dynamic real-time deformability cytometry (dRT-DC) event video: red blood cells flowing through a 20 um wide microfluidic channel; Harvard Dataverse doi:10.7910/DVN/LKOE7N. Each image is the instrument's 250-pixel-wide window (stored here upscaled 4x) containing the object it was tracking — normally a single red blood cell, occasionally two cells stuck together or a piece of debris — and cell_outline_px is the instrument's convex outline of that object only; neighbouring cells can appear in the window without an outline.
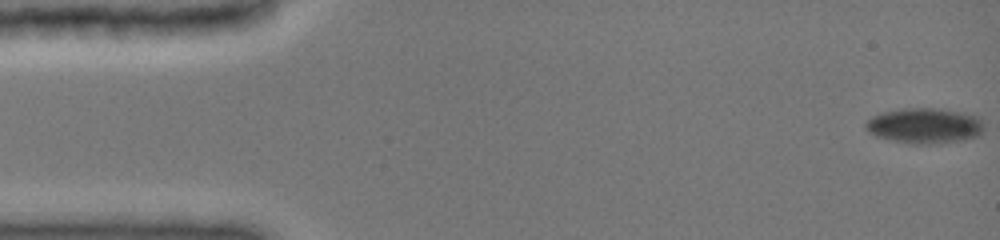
{"species": "common noctule bat (a hibernating species)", "species_latin": "Nyctalus noctula", "temperature_condition": "cold", "stored_images_in_passage": 47, "camera_frame_rate_fps": 3000, "um_per_image_px": 0.085, "animal": {"sex": "female", "body_mass_g": 19.0, "forearm_length_mm": 51.5}, "frame": {"image": 1, "passage_image": 1, "time_ms": 0.0, "image_size_px": [1000, 240], "cell_outline_px": [[984, 128], [980, 136], [964, 140], [936, 144], [916, 144], [876, 136], [868, 132], [864, 128], [864, 124], [872, 116], [884, 112], [900, 108], [936, 108], [960, 112], [980, 116], [984, 124]], "centroid_in_image_um": [78.64, 10.68], "position_along_channel_um": 6.4, "area_um2": 24.62}}
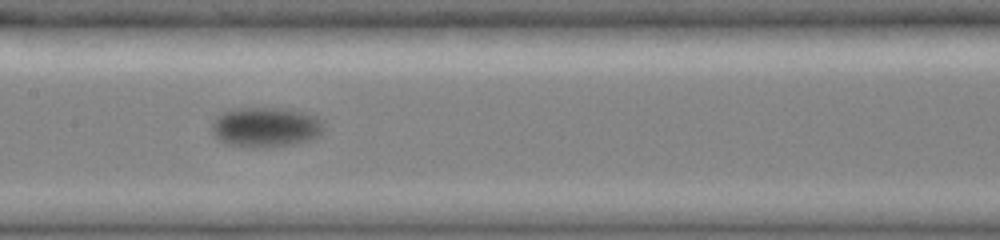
{"frame": {"image": 2, "passage_image": 20, "time_ms": 8.333, "image_size_px": [1000, 240], "cell_outline_px": [[324, 132], [320, 136], [308, 140], [292, 144], [252, 148], [228, 144], [220, 140], [212, 132], [212, 124], [216, 116], [220, 112], [232, 108], [280, 108], [300, 112], [316, 116], [324, 120]], "centroid_in_image_um": [22.59, 10.8], "position_along_channel_um": 184.8, "area_um2": 26.18}}
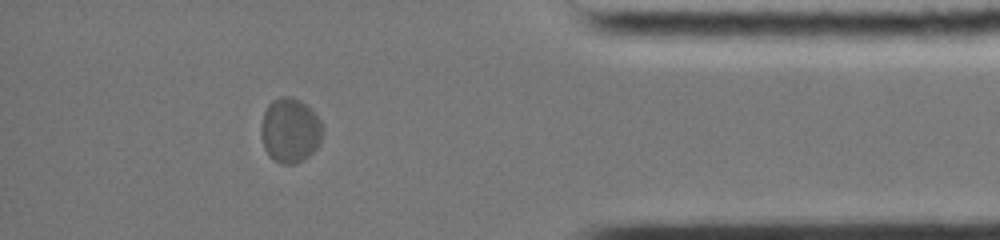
{"frame": {"image": 3, "passage_image": 40, "time_ms": 15.0, "image_size_px": [1000, 240], "cell_outline_px": [[324, 132], [316, 148], [304, 160], [296, 164], [280, 164], [272, 160], [268, 156], [264, 148], [260, 132], [260, 128], [264, 112], [268, 104], [272, 100], [280, 96], [292, 96], [300, 100], [320, 120], [324, 128]], "centroid_in_image_um": [24.63, 11.1], "position_along_channel_um": 410.6, "area_um2": 23.47}, "authors_computed_cell_mechanics": {"area_um2": 23.987, "velocity_mm_per_s": 3.6915, "shape_relaxation_time_tau1_ms": 2.7361, "shape_relaxation_time_tau2_ms": null, "deformation_change_tau1": 0.051, "deformation_change_tau2": null}}